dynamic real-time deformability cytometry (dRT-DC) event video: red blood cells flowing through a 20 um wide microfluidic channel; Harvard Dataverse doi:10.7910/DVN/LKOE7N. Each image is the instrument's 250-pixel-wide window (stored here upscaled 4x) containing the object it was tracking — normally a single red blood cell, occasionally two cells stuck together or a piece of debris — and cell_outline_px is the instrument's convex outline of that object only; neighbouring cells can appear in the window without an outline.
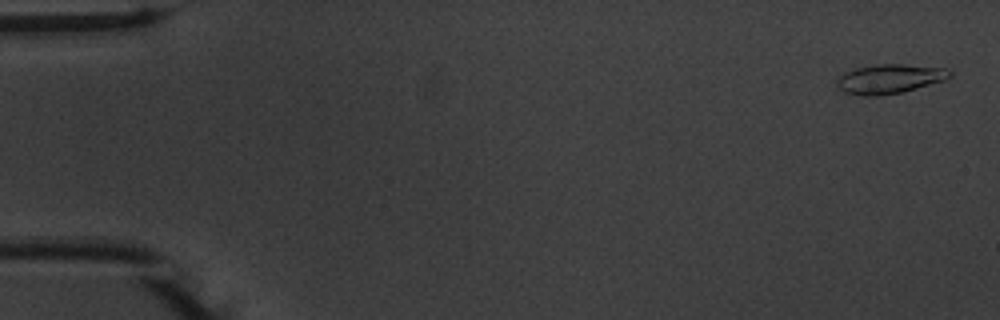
{"species": "common noctule bat (a hibernating species)", "species_latin": "Nyctalus noctula", "temperature_condition": "warm", "stored_images_in_passage": 55, "camera_frame_rate_fps": 3000, "um_per_image_px": 0.085, "animal": {"sex": "male", "body_mass_g": 20.1, "forearm_length_mm": 53.5}, "frame": {"image": 1, "passage_image": 2, "time_ms": 0.333, "image_size_px": [1000, 320], "cell_outline_px": [[952, 76], [944, 80], [904, 92], [880, 96], [860, 96], [844, 92], [836, 84], [836, 80], [844, 72], [856, 68], [876, 64], [904, 64], [944, 68], [952, 72]], "centroid_in_image_um": [75.6, 6.71], "position_along_channel_um": 9.4, "area_um2": 19.42}}
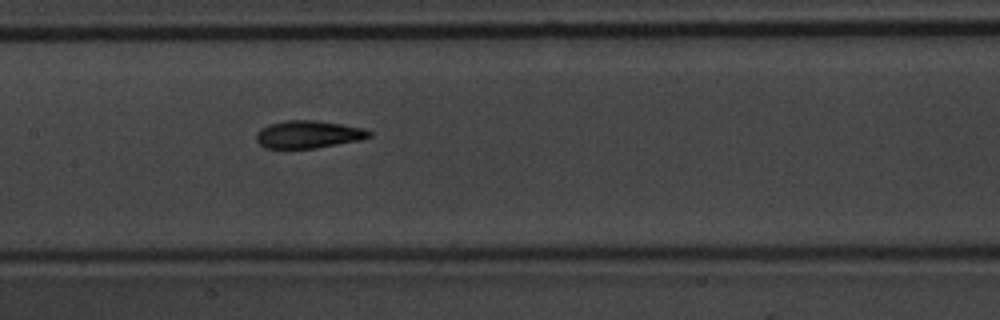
{"frame": {"image": 2, "passage_image": 27, "time_ms": 8.667, "image_size_px": [1000, 320], "cell_outline_px": [[372, 136], [360, 140], [316, 148], [264, 148], [256, 140], [256, 132], [260, 128], [268, 124], [288, 120], [316, 120], [364, 128], [372, 132]], "centroid_in_image_um": [26.2, 11.42], "position_along_channel_um": 181.2, "area_um2": 18.21}}
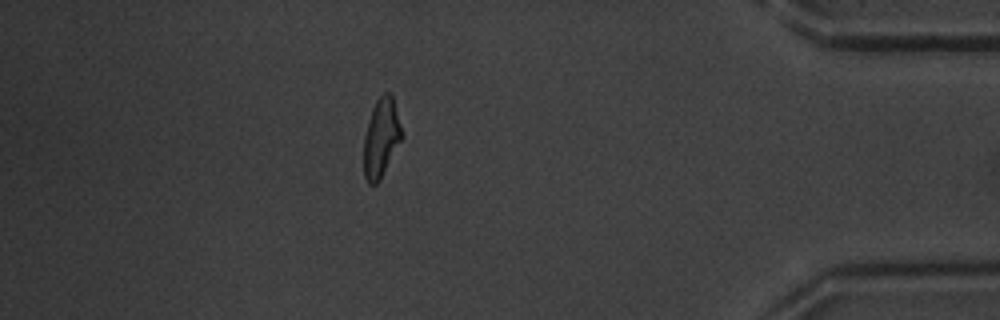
{"frame": {"image": 3, "passage_image": 48, "time_ms": 15.667, "image_size_px": [1000, 320], "cell_outline_px": [[404, 136], [380, 180], [376, 184], [368, 184], [364, 176], [364, 136], [368, 120], [372, 108], [376, 100], [384, 92], [392, 92]], "centroid_in_image_um": [32.42, 11.69], "position_along_channel_um": 402.8, "area_um2": 17.74}, "authors_computed_cell_mechanics": {"area_um2": 18.1492, "velocity_mm_per_s": 3.7437, "shape_relaxation_time_tau1_ms": 3.8124, "shape_relaxation_time_tau2_ms": 2.1624, "deformation_change_tau1": 0.1617, "deformation_change_tau2": 0.0971}}